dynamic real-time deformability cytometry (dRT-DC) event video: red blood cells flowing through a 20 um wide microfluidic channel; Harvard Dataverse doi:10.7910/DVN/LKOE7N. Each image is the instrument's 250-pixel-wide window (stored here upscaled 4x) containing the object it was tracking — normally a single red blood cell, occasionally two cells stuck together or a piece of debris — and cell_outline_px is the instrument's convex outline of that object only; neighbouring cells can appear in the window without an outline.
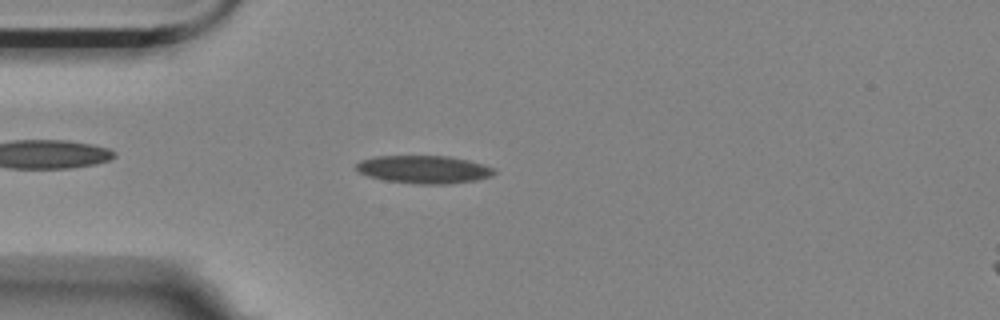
{"species": "Egyptian fruit bat (a non-hibernating species)", "species_latin": "Rousettus aegyptiacus", "temperature_condition": "room temperature", "stored_images_in_passage": 49, "camera_frame_rate_fps": 3000, "um_per_image_px": 0.085, "animal": {"sex": "female"}, "frame": {"image": 1, "passage_image": 7, "time_ms": 2.0, "image_size_px": [1000, 320], "cell_outline_px": [[496, 172], [492, 176], [476, 180], [448, 184], [420, 184], [384, 180], [368, 176], [360, 172], [356, 168], [356, 164], [360, 160], [376, 156], [448, 156], [468, 160], [484, 164], [496, 168]], "centroid_in_image_um": [36.07, 14.4], "position_along_channel_um": 48.9, "area_um2": 22.48}}
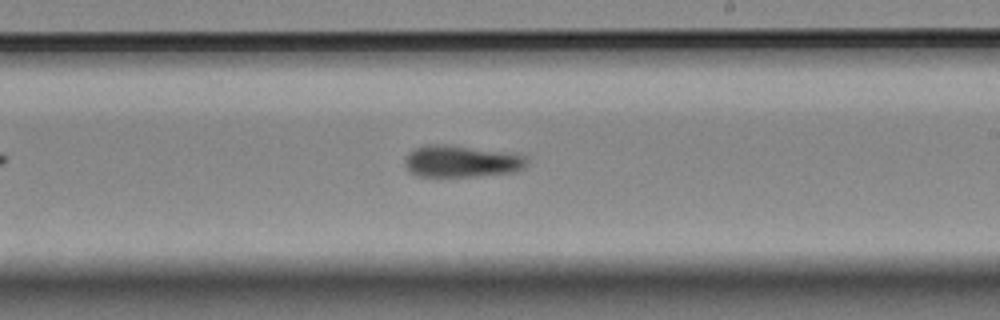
{"frame": {"image": 2, "passage_image": 25, "time_ms": 8.0, "image_size_px": [1000, 320], "cell_outline_px": [[528, 160], [520, 168], [512, 172], [476, 176], [416, 176], [404, 164], [404, 160], [408, 152], [412, 148], [424, 144], [448, 144], [504, 152], [524, 156]], "centroid_in_image_um": [39.11, 13.69], "position_along_channel_um": 249.9, "area_um2": 22.43}}
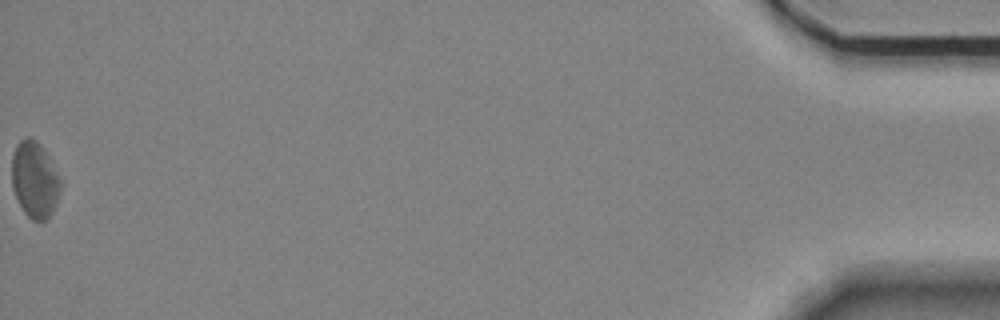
{"frame": {"image": 3, "passage_image": 49, "time_ms": 16.0, "image_size_px": [1000, 320], "cell_outline_px": [[60, 192], [52, 212], [44, 220], [32, 220], [24, 212], [12, 188], [12, 152], [16, 144], [20, 140], [28, 136], [36, 140], [40, 144], [60, 180]], "centroid_in_image_um": [2.91, 15.26], "position_along_channel_um": 432.3, "area_um2": 21.21}, "authors_computed_cell_mechanics": {"area_um2": 21.9062, "velocity_mm_per_s": 3.5176, "shape_relaxation_time_tau1_ms": 7.2703, "shape_relaxation_time_tau2_ms": 10.7105, "deformation_change_tau1": 0.1623, "deformation_change_tau2": 0.1983}}